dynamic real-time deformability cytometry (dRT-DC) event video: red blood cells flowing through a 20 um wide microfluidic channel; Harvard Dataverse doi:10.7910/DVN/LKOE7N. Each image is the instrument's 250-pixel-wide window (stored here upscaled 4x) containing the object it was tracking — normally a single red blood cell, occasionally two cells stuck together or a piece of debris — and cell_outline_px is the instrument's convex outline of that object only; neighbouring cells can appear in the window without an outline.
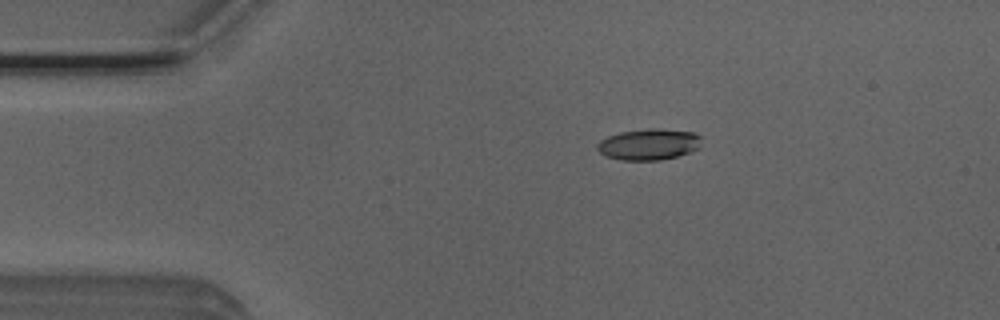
{"species": "Egyptian fruit bat (a non-hibernating species)", "species_latin": "Rousettus aegyptiacus", "temperature_condition": "room temperature", "stored_images_in_passage": 3, "camera_frame_rate_fps": 3000, "um_per_image_px": 0.085, "animal": {"sex": "male"}, "frame": {"image": 1, "passage_image": 2, "time_ms": 0.333, "image_size_px": [1000, 320], "cell_outline_px": [[700, 148], [676, 156], [660, 160], [620, 160], [608, 156], [600, 152], [596, 148], [596, 144], [600, 140], [608, 136], [620, 132], [648, 128], [652, 128], [692, 132], [700, 136]], "centroid_in_image_um": [55.12, 12.27], "position_along_channel_um": 29.9, "area_um2": 18.79}}